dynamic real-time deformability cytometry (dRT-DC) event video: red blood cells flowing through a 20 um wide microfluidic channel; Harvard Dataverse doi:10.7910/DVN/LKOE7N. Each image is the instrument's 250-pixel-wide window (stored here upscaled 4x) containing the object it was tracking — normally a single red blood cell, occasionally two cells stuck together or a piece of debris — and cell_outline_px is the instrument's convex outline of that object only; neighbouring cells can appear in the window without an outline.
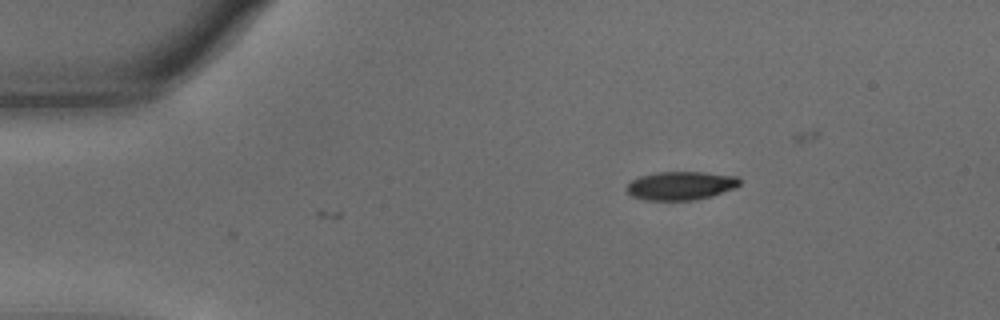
{"species": "common noctule bat (a hibernating species)", "species_latin": "Nyctalus noctula", "temperature_condition": "warm", "stored_images_in_passage": 5, "camera_frame_rate_fps": 3000, "um_per_image_px": 0.085, "animal": {"sex": "male", "body_mass_g": 15.6}, "frame": {"image": 1, "passage_image": 5, "time_ms": 1.333, "image_size_px": [1000, 320], "cell_outline_px": [[740, 184], [732, 188], [712, 196], [696, 200], [644, 200], [632, 196], [624, 188], [632, 180], [640, 176], [656, 172], [704, 172], [736, 176], [740, 180]], "centroid_in_image_um": [57.83, 15.78], "position_along_channel_um": 27.2, "area_um2": 18.73}}